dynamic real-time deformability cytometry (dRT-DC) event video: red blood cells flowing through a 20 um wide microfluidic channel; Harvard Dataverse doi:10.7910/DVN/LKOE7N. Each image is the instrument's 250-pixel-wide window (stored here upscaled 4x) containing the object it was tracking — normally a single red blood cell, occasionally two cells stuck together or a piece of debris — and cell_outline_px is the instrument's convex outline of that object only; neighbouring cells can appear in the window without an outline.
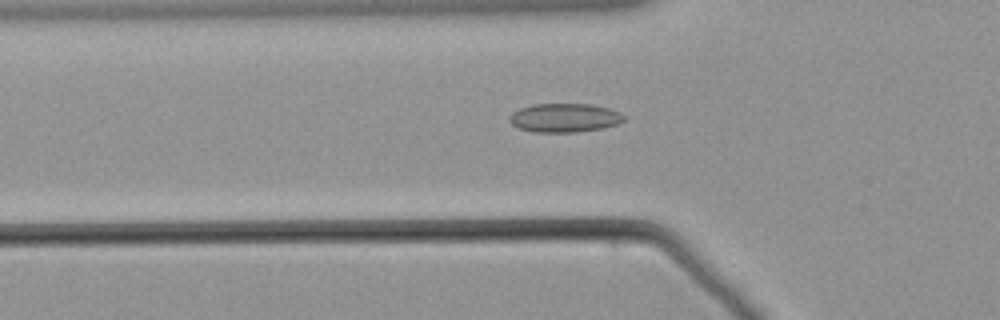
{"species": "common noctule bat (a hibernating species)", "species_latin": "Nyctalus noctula", "temperature_condition": "warm", "stored_images_in_passage": 40, "camera_frame_rate_fps": 3000, "um_per_image_px": 0.085, "animal": {"sex": "male", "body_mass_g": 21.5, "forearm_length_mm": 52.0}, "frame": {"image": 1, "passage_image": 4, "time_ms": 1.0, "image_size_px": [1000, 320], "cell_outline_px": [[628, 116], [624, 120], [616, 124], [600, 128], [576, 132], [536, 132], [520, 128], [512, 124], [508, 120], [508, 116], [512, 112], [520, 108], [532, 104], [592, 104], [608, 108], [620, 112]], "centroid_in_image_um": [47.98, 10.0], "position_along_channel_um": 77.8, "area_um2": 19.25}}
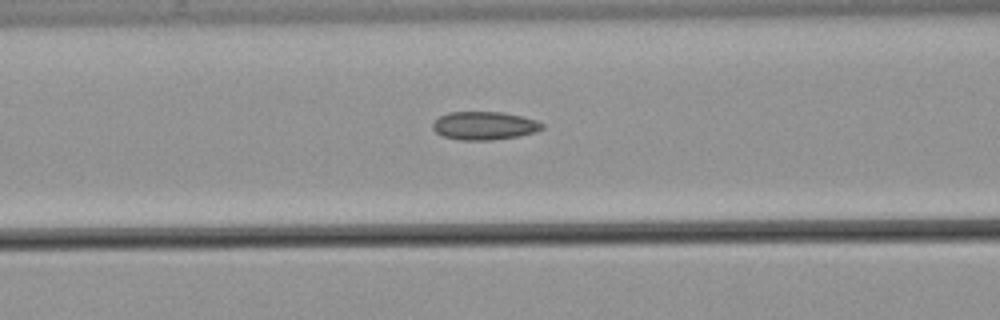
{"frame": {"image": 2, "passage_image": 8, "time_ms": 2.333, "image_size_px": [1000, 320], "cell_outline_px": [[544, 128], [536, 132], [520, 136], [492, 140], [460, 140], [444, 136], [436, 132], [432, 128], [432, 124], [440, 116], [448, 112], [500, 112], [520, 116], [536, 120], [544, 124]], "centroid_in_image_um": [41.18, 10.69], "position_along_channel_um": 125.4, "area_um2": 17.98}}
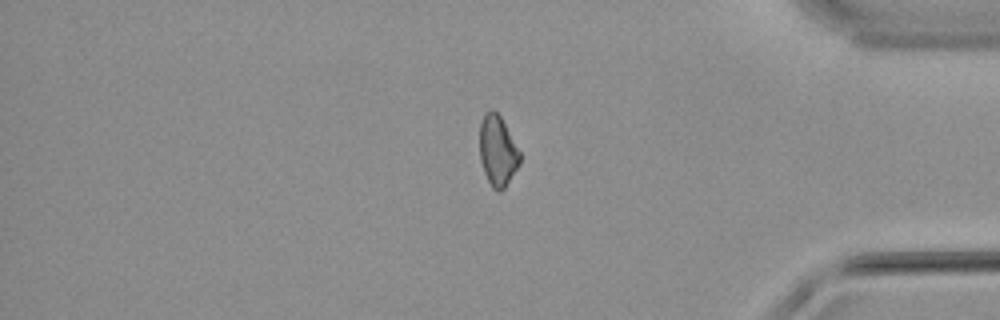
{"frame": {"image": 3, "passage_image": 33, "time_ms": 10.667, "image_size_px": [1000, 320], "cell_outline_px": [[520, 164], [504, 188], [500, 192], [496, 192], [492, 188], [484, 172], [480, 160], [480, 120], [484, 112], [492, 108], [500, 116], [520, 152]], "centroid_in_image_um": [42.28, 12.82], "position_along_channel_um": 392.9, "area_um2": 16.53}}